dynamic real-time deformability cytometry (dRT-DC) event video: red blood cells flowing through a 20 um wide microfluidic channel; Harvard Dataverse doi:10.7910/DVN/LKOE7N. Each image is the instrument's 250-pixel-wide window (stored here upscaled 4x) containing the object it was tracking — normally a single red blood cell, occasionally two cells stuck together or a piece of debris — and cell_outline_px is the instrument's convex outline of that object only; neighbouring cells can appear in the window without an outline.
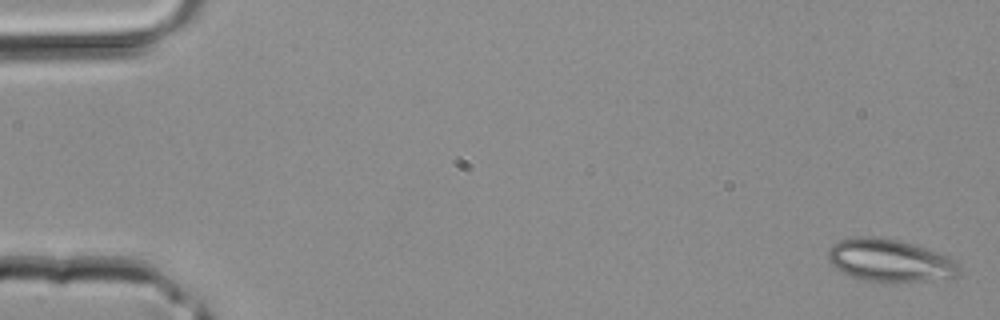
{"species": "common noctule bat (a hibernating species)", "species_latin": "Nyctalus noctula", "temperature_condition": "room temperature", "stored_images_in_passage": 41, "camera_frame_rate_fps": 3000, "um_per_image_px": 0.085, "animal": {"sex": "male", "body_mass_g": 20.4}, "frame": {"image": 1, "passage_image": 1, "time_ms": 0.0, "image_size_px": [1000, 320], "cell_outline_px": [[956, 276], [948, 280], [864, 280], [840, 272], [828, 260], [828, 248], [832, 244], [840, 240], [856, 236], [872, 236], [900, 240], [948, 256], [956, 264]], "centroid_in_image_um": [75.57, 22.11], "position_along_channel_um": 9.4, "area_um2": 31.85}}
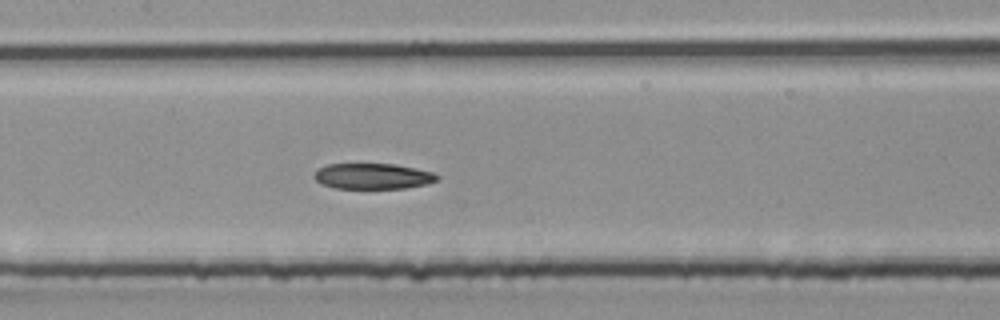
{"frame": {"image": 2, "passage_image": 20, "time_ms": 6.333, "image_size_px": [1000, 320], "cell_outline_px": [[440, 180], [428, 184], [404, 188], [336, 188], [320, 184], [312, 176], [316, 168], [328, 164], [396, 164], [416, 168], [432, 172], [440, 176]], "centroid_in_image_um": [31.69, 14.97], "position_along_channel_um": 175.7, "area_um2": 18.67}}
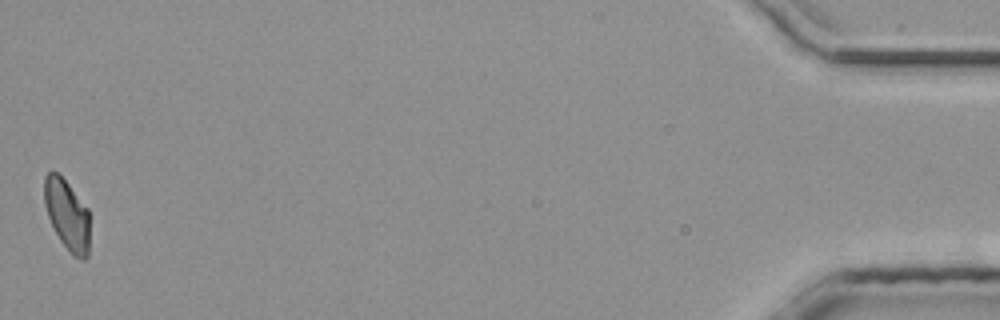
{"frame": {"image": 3, "passage_image": 41, "time_ms": 13.333, "image_size_px": [1000, 320], "cell_outline_px": [[88, 256], [84, 260], [80, 260], [60, 240], [48, 216], [44, 204], [44, 176], [48, 172], [56, 172], [68, 184], [88, 208]], "centroid_in_image_um": [5.69, 18.23], "position_along_channel_um": 429.5, "area_um2": 18.21}}